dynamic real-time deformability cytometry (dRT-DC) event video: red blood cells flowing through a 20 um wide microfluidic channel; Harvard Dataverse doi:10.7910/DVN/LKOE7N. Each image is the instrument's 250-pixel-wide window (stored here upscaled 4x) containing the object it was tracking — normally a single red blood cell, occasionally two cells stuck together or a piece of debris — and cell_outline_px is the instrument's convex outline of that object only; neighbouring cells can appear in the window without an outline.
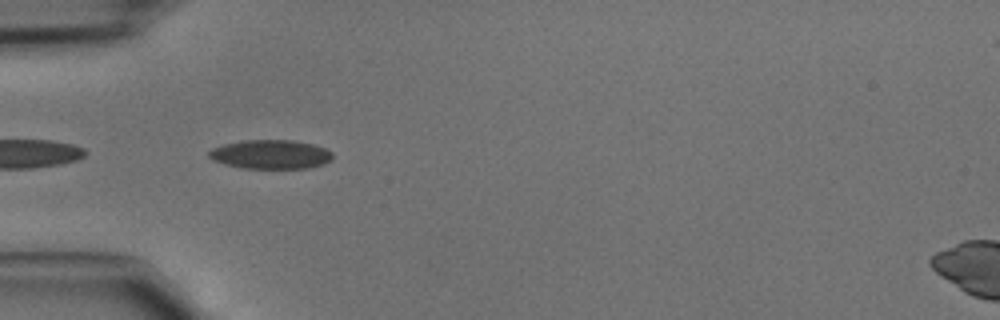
{"species": "common noctule bat (a hibernating species)", "species_latin": "Nyctalus noctula", "temperature_condition": "cold", "stored_images_in_passage": 23, "camera_frame_rate_fps": 3000, "um_per_image_px": 0.085, "animal": {"sex": "male", "body_mass_g": 15.6}, "frame": {"image": 1, "passage_image": 15, "time_ms": 4.667, "image_size_px": [1000, 320], "cell_outline_px": [[332, 160], [324, 164], [308, 168], [244, 168], [224, 164], [212, 160], [208, 156], [208, 152], [212, 148], [224, 144], [244, 140], [292, 140], [312, 144], [324, 148], [332, 152]], "centroid_in_image_um": [23.0, 13.12], "position_along_channel_um": 62.0, "area_um2": 20.92}}